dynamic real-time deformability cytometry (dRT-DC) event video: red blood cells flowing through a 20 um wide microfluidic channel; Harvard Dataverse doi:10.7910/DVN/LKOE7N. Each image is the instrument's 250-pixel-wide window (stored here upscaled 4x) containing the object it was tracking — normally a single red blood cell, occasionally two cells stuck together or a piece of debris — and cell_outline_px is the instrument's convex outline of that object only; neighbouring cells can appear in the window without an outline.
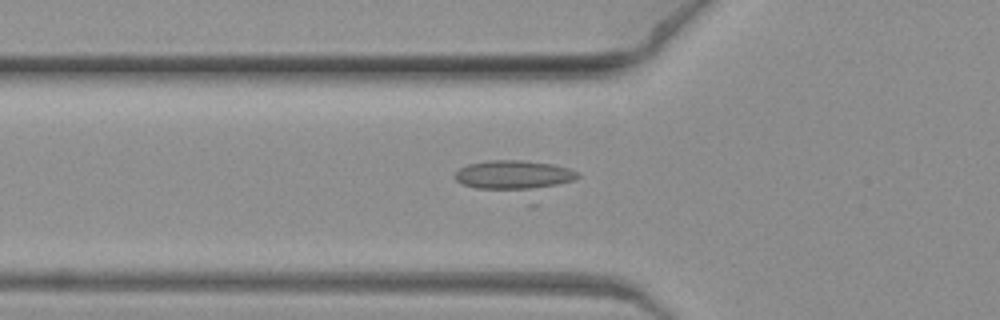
{"species": "common noctule bat (a hibernating species)", "species_latin": "Nyctalus noctula", "temperature_condition": "warm", "stored_images_in_passage": 9, "camera_frame_rate_fps": 3000, "um_per_image_px": 0.085, "animal": {"sex": "female", "body_mass_g": 19.3, "forearm_length_mm": 54.1}, "frame": {"image": 1, "passage_image": 8, "time_ms": 2.333, "image_size_px": [1000, 320], "cell_outline_px": [[580, 176], [532, 208], [460, 184], [456, 180], [456, 172], [460, 168], [468, 164], [488, 160], [520, 160], [552, 164], [568, 168], [576, 172]], "centroid_in_image_um": [43.89, 15.27], "position_along_channel_um": 81.9, "area_um2": 27.4}}
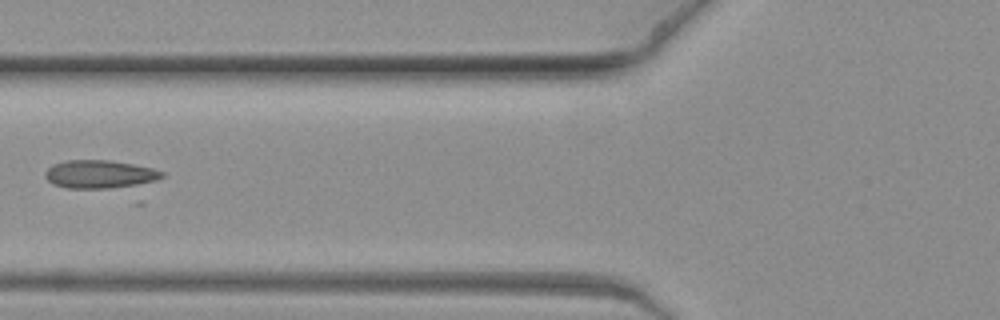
{"frame": {"image": 2, "passage_image": 9, "time_ms": 2.667, "image_size_px": [1000, 320], "cell_outline_px": [[164, 176], [156, 180], [132, 188], [68, 188], [52, 184], [44, 176], [44, 172], [52, 164], [68, 160], [108, 160], [132, 164], [152, 168], [164, 172]], "centroid_in_image_um": [8.5, 14.83], "position_along_channel_um": 117.3, "area_um2": 19.54}}